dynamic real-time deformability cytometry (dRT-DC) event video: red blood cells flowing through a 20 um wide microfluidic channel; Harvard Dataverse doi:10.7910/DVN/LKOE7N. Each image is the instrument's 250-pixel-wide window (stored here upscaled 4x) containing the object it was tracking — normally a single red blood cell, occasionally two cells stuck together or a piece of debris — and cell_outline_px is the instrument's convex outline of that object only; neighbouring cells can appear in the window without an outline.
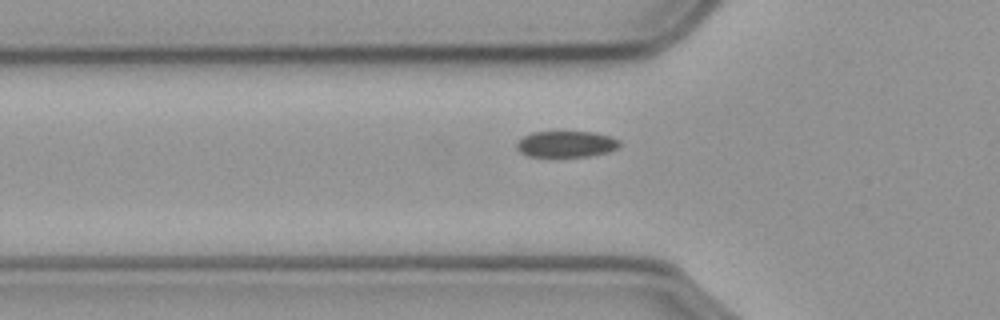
{"species": "common noctule bat (a hibernating species)", "species_latin": "Nyctalus noctula", "temperature_condition": "cold", "stored_images_in_passage": 42, "camera_frame_rate_fps": 3000, "um_per_image_px": 0.085, "animal": {"sex": "male", "body_mass_g": 23.1, "forearm_length_mm": 52.7}, "frame": {"image": 1, "passage_image": 8, "time_ms": 2.333, "image_size_px": [1000, 320], "cell_outline_px": [[620, 144], [616, 148], [608, 152], [588, 156], [528, 156], [520, 152], [516, 148], [516, 140], [532, 132], [596, 132], [620, 140]], "centroid_in_image_um": [48.09, 12.24], "position_along_channel_um": 77.7, "area_um2": 15.66}}
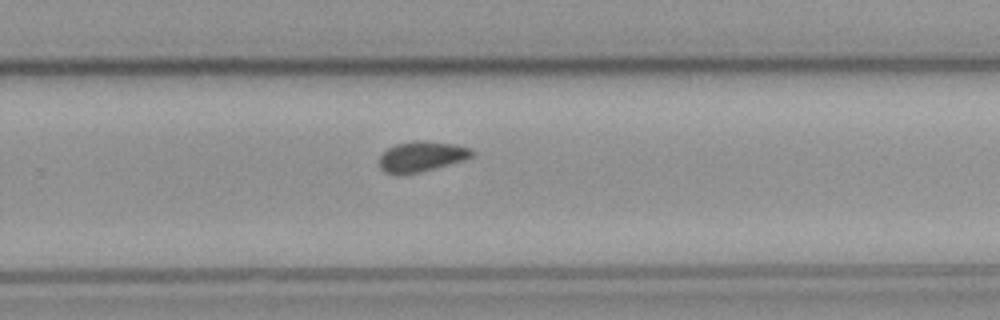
{"frame": {"image": 2, "passage_image": 26, "time_ms": 8.333, "image_size_px": [1000, 320], "cell_outline_px": [[476, 156], [464, 160], [416, 172], [388, 172], [380, 168], [380, 156], [388, 148], [396, 144], [416, 140], [420, 140], [456, 144], [472, 148], [476, 152]], "centroid_in_image_um": [35.93, 13.25], "position_along_channel_um": 293.9, "area_um2": 15.95}}
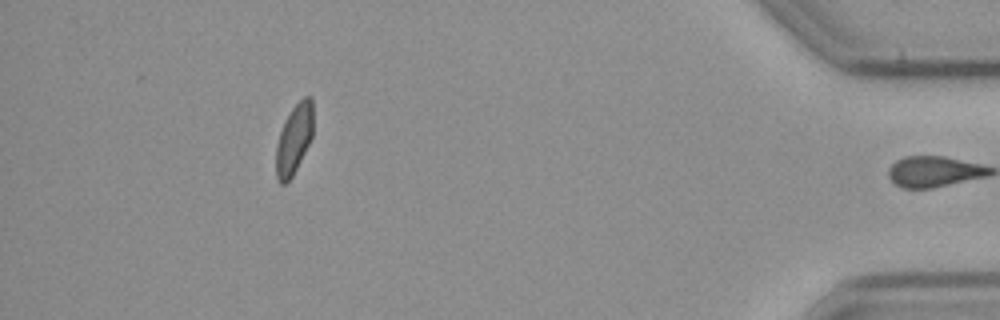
{"frame": {"image": 3, "passage_image": 41, "time_ms": 13.333, "image_size_px": [1000, 320], "cell_outline_px": [[312, 136], [292, 176], [284, 184], [280, 184], [276, 176], [276, 144], [284, 120], [292, 108], [304, 96], [312, 96]], "centroid_in_image_um": [24.97, 11.81], "position_along_channel_um": 410.2, "area_um2": 14.85}, "authors_computed_cell_mechanics": {"area_um2": 16.3574, "velocity_mm_per_s": 3.5859, "shape_relaxation_time_tau1_ms": null, "shape_relaxation_time_tau2_ms": 3.5844, "deformation_change_tau1": null, "deformation_change_tau2": 0.0813}}